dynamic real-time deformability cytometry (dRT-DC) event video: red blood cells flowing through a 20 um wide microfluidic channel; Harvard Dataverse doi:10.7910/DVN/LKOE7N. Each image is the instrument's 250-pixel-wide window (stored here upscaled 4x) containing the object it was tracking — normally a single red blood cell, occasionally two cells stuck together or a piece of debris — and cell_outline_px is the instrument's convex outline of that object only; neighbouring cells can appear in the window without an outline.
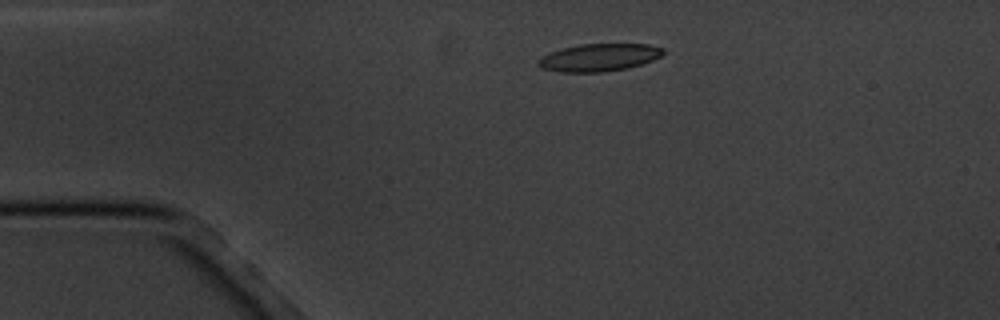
{"species": "common noctule bat (a hibernating species)", "species_latin": "Nyctalus noctula", "temperature_condition": "cold", "stored_images_in_passage": 3, "camera_frame_rate_fps": 3000, "um_per_image_px": 0.085, "animal": {"sex": "male", "body_mass_g": 20.1, "forearm_length_mm": 53.5}, "frame": {"image": 1, "passage_image": 1, "time_ms": 0.0, "image_size_px": [1000, 320], "cell_outline_px": [[664, 52], [660, 56], [652, 60], [628, 68], [604, 72], [560, 72], [540, 68], [536, 64], [536, 60], [540, 56], [564, 48], [580, 44], [648, 44], [664, 48]], "centroid_in_image_um": [50.88, 4.89], "position_along_channel_um": 34.1, "area_um2": 20.11}}
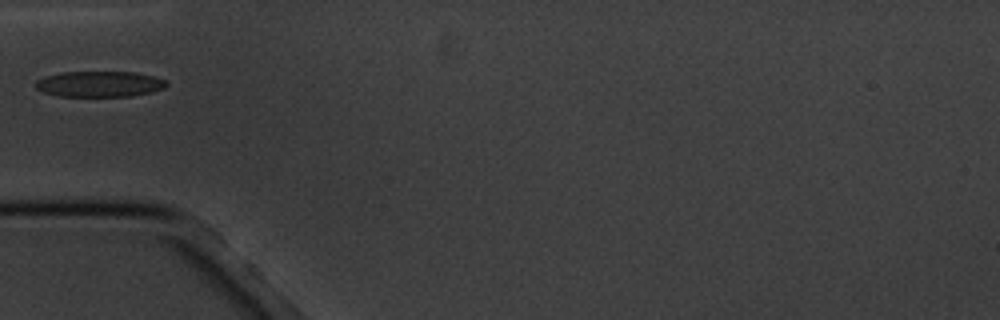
{"frame": {"image": 2, "passage_image": 3, "time_ms": 2.333, "image_size_px": [1000, 320], "cell_outline_px": [[168, 84], [164, 88], [152, 92], [132, 96], [56, 96], [44, 92], [36, 88], [32, 84], [36, 80], [60, 72], [136, 72], [156, 76], [168, 80]], "centroid_in_image_um": [8.49, 7.14], "position_along_channel_um": 76.5, "area_um2": 19.88}}